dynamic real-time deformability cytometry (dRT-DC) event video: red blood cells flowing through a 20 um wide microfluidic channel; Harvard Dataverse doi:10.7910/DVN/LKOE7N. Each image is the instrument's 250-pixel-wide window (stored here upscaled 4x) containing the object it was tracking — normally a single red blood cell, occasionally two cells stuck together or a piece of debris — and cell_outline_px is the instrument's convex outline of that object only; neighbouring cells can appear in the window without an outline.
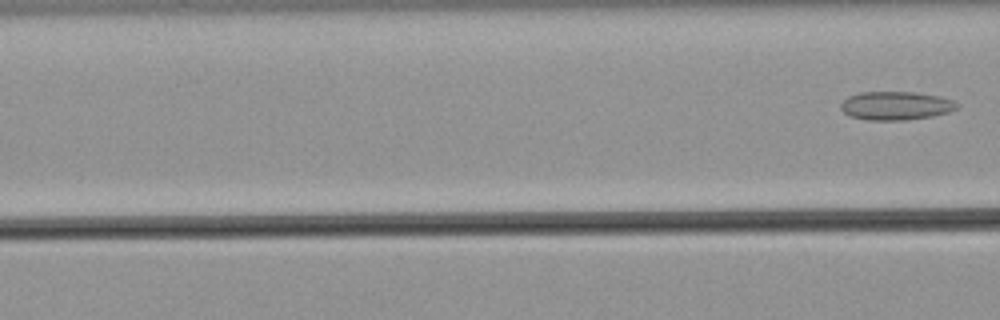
{"species": "common noctule bat (a hibernating species)", "species_latin": "Nyctalus noctula", "temperature_condition": "warm", "stored_images_in_passage": 8, "camera_frame_rate_fps": 3000, "um_per_image_px": 0.085, "animal": {"sex": "male", "body_mass_g": 21.5, "forearm_length_mm": 52.0}, "frame": {"image": 1, "passage_image": 8, "time_ms": 2.333, "image_size_px": [1000, 320], "cell_outline_px": [[960, 104], [956, 108], [948, 112], [932, 116], [904, 120], [868, 120], [852, 116], [844, 112], [840, 108], [840, 104], [848, 96], [860, 92], [916, 92], [940, 96], [952, 100]], "centroid_in_image_um": [76.15, 8.97], "position_along_channel_um": 90.5, "area_um2": 19.25}}